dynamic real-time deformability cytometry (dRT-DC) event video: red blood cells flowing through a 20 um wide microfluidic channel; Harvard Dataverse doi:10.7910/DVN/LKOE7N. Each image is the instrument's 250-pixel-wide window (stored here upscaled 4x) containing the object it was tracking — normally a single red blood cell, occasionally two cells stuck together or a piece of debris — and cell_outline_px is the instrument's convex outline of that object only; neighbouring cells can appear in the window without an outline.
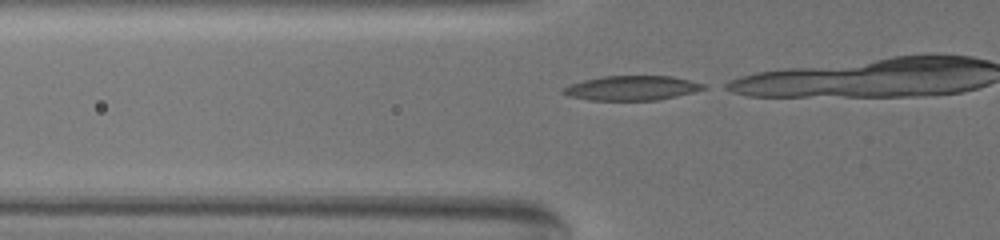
{"species": "common noctule bat (a hibernating species)", "species_latin": "Nyctalus noctula", "temperature_condition": "warm", "stored_images_in_passage": 8, "camera_frame_rate_fps": 3000, "um_per_image_px": 0.085, "animal": {"sex": "female", "body_mass_g": 19.5, "forearm_length_mm": 54.1}, "frame": {"image": 1, "passage_image": 3, "time_ms": 0.667, "image_size_px": [1000, 240], "cell_outline_px": [[708, 88], [676, 96], [656, 100], [588, 100], [568, 96], [560, 92], [560, 88], [584, 80], [604, 76], [672, 76], [708, 84]], "centroid_in_image_um": [53.7, 7.48], "position_along_channel_um": 72.1, "area_um2": 20.17}}
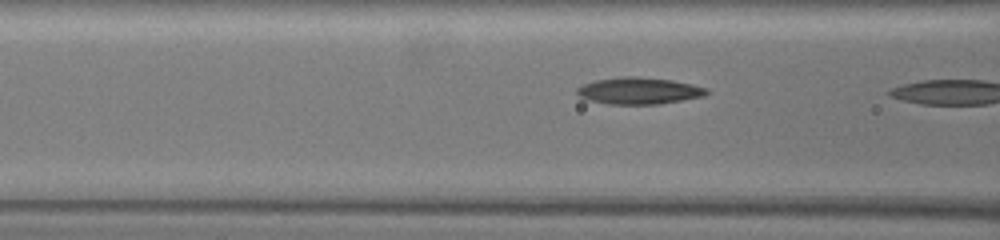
{"frame": {"image": 2, "passage_image": 7, "time_ms": 2.0, "image_size_px": [1000, 240], "cell_outline_px": [[712, 92], [704, 96], [660, 104], [608, 104], [588, 100], [580, 96], [576, 92], [576, 88], [584, 84], [596, 80], [624, 76], [636, 76], [672, 80], [692, 84], [708, 88]], "centroid_in_image_um": [54.35, 7.72], "position_along_channel_um": 112.3, "area_um2": 20.29}}